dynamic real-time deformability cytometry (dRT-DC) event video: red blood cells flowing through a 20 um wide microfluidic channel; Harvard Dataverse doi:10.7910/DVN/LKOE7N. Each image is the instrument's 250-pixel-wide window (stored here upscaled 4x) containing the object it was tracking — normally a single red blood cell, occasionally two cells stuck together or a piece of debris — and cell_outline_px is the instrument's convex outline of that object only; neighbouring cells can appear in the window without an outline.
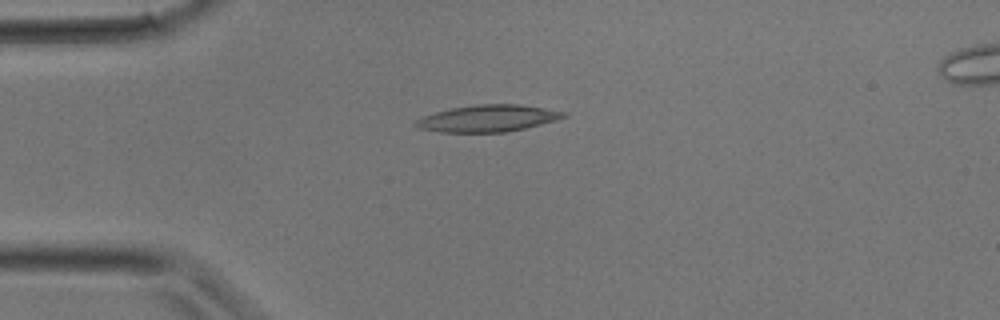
{"species": "common noctule bat (a hibernating species)", "species_latin": "Nyctalus noctula", "temperature_condition": "room temperature", "stored_images_in_passage": 10, "camera_frame_rate_fps": 3000, "um_per_image_px": 0.085, "animal": {"sex": "male", "body_mass_g": 17.9}, "frame": {"image": 1, "passage_image": 1, "time_ms": 0.0, "image_size_px": [1000, 320], "cell_outline_px": [[568, 116], [556, 120], [508, 132], [440, 132], [420, 128], [412, 124], [416, 120], [424, 116], [436, 112], [452, 108], [476, 104], [520, 104], [568, 112]], "centroid_in_image_um": [41.49, 10.06], "position_along_channel_um": 43.5, "area_um2": 23.0}}
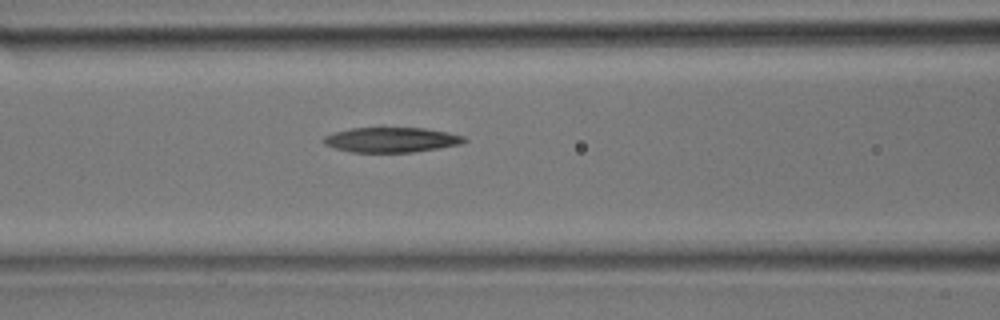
{"frame": {"image": 2, "passage_image": 6, "time_ms": 1.667, "image_size_px": [1000, 320], "cell_outline_px": [[468, 140], [460, 144], [412, 152], [352, 152], [336, 148], [324, 144], [320, 140], [324, 136], [336, 132], [352, 128], [424, 128], [448, 132], [464, 136]], "centroid_in_image_um": [33.25, 11.88], "position_along_channel_um": 133.3, "area_um2": 20.29}}
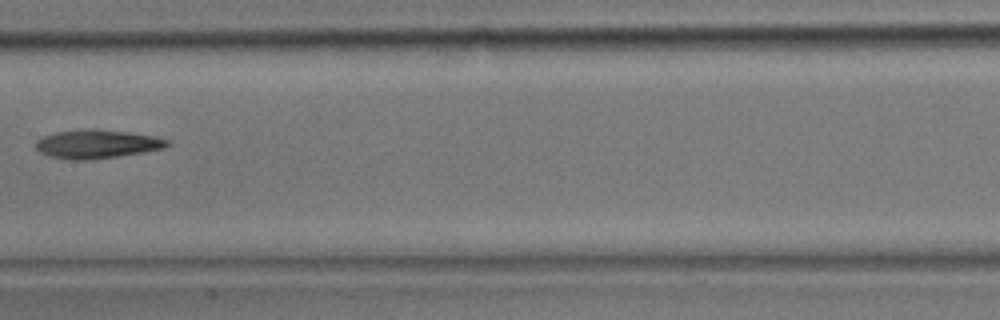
{"frame": {"image": 3, "passage_image": 9, "time_ms": 2.667, "image_size_px": [1000, 320], "cell_outline_px": [[172, 144], [164, 148], [144, 152], [88, 160], [72, 160], [48, 156], [40, 152], [36, 148], [36, 140], [44, 136], [56, 132], [92, 128], [96, 128], [128, 132], [152, 136], [172, 140]], "centroid_in_image_um": [8.27, 12.24], "position_along_channel_um": 199.1, "area_um2": 22.02}}